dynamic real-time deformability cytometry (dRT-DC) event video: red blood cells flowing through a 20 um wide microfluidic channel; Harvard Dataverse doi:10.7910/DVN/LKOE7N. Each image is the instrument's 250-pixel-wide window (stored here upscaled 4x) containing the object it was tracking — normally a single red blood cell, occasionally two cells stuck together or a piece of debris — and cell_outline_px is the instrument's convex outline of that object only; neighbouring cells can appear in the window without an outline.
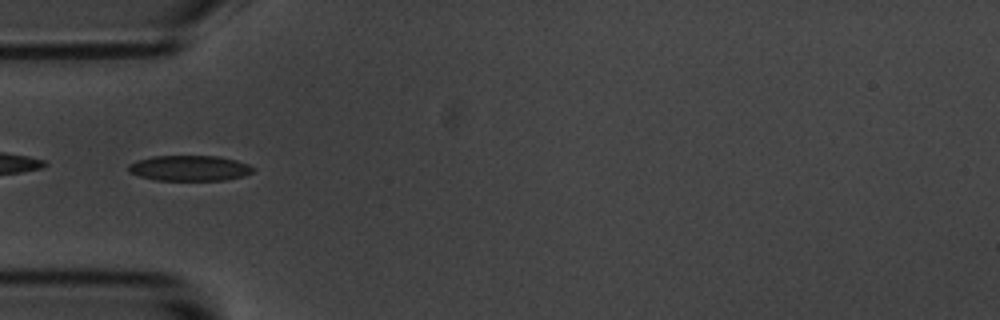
{"species": "common noctule bat (a hibernating species)", "species_latin": "Nyctalus noctula", "temperature_condition": "room temperature", "stored_images_in_passage": 3, "camera_frame_rate_fps": 3000, "um_per_image_px": 0.085, "animal": {"sex": "male", "body_mass_g": 20.1, "forearm_length_mm": 53.5}, "frame": {"image": 1, "passage_image": 1, "time_ms": 0.0, "image_size_px": [1000, 320], "cell_outline_px": [[256, 168], [252, 172], [244, 176], [224, 180], [156, 180], [140, 176], [128, 172], [128, 164], [136, 160], [152, 156], [220, 156], [236, 160], [248, 164]], "centroid_in_image_um": [16.11, 14.29], "position_along_channel_um": 68.9, "area_um2": 18.61}}
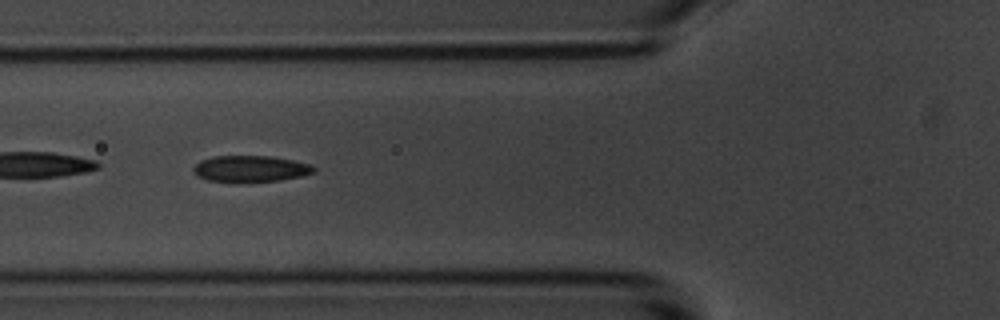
{"frame": {"image": 2, "passage_image": 2, "time_ms": 1.0, "image_size_px": [1000, 320], "cell_outline_px": [[316, 172], [300, 176], [280, 180], [208, 180], [196, 176], [192, 172], [192, 168], [200, 160], [212, 156], [272, 156], [312, 164], [316, 168]], "centroid_in_image_um": [21.29, 14.31], "position_along_channel_um": 104.5, "area_um2": 18.09}}